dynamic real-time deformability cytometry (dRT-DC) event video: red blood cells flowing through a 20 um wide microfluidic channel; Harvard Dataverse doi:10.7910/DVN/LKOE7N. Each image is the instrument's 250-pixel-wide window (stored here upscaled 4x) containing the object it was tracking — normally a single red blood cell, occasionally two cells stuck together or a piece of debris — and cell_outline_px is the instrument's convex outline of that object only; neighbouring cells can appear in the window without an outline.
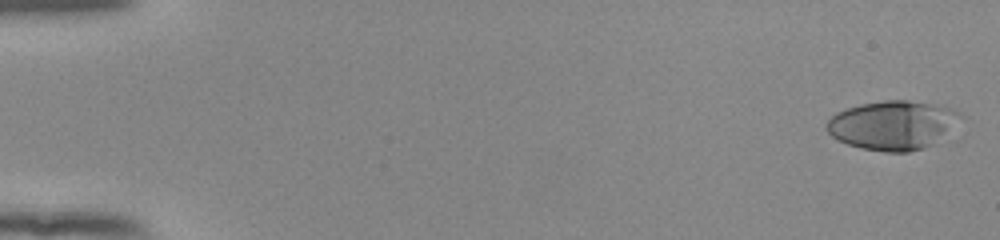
{"species": "human", "species_latin": "Homo sapiens", "temperature_condition": "room temperature", "stored_images_in_passage": 53, "camera_frame_rate_fps": 3000, "um_per_image_px": 0.085, "donor": {"sex": "female"}, "frame": {"image": 1, "passage_image": 1, "time_ms": 0.0, "image_size_px": [1000, 240], "cell_outline_px": [[964, 116], [932, 144], [924, 148], [908, 152], [884, 152], [860, 148], [848, 144], [832, 136], [828, 132], [824, 124], [836, 112], [860, 104], [884, 100], [908, 100], [936, 104], [952, 108], [960, 112]], "centroid_in_image_um": [75.86, 10.62], "position_along_channel_um": 9.1, "area_um2": 38.09}}
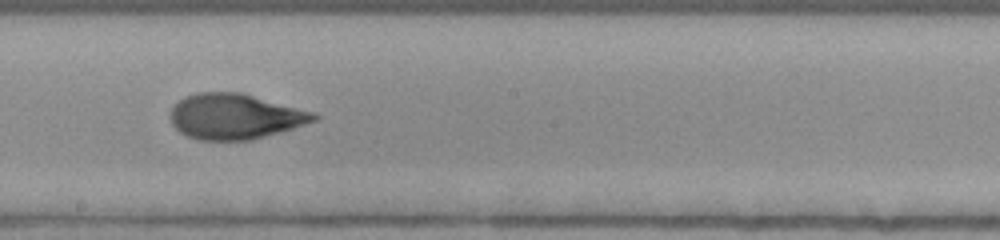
{"frame": {"image": 2, "passage_image": 31, "time_ms": 10.0, "image_size_px": [1000, 240], "cell_outline_px": [[320, 120], [280, 132], [252, 140], [196, 140], [180, 132], [172, 124], [168, 116], [172, 108], [184, 96], [196, 92], [240, 92], [316, 112], [320, 116]], "centroid_in_image_um": [20.0, 9.9], "position_along_channel_um": 228.2, "area_um2": 38.38}}
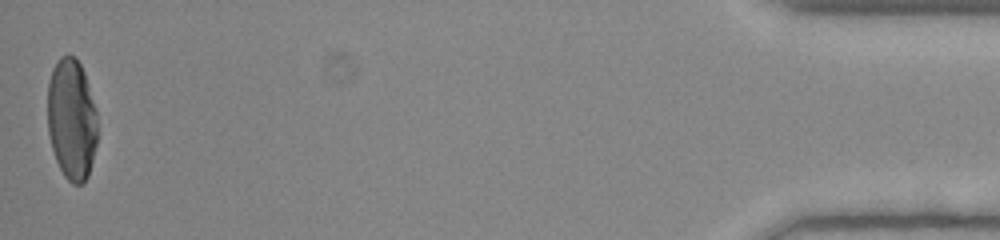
{"frame": {"image": 3, "passage_image": 53, "time_ms": 17.333, "image_size_px": [1000, 240], "cell_outline_px": [[96, 144], [88, 176], [84, 184], [72, 184], [64, 176], [56, 160], [52, 148], [48, 132], [48, 80], [52, 68], [60, 56], [68, 52], [76, 56], [84, 72], [96, 112]], "centroid_in_image_um": [6.07, 10.11], "position_along_channel_um": 429.1, "area_um2": 35.37}, "authors_computed_cell_mechanics": {"area_um2": 37.6856, "velocity_mm_per_s": 3.9082, "shape_relaxation_time_tau1_ms": 5.5128, "shape_relaxation_time_tau2_ms": 1.069, "deformation_change_tau1": 0.2281, "deformation_change_tau2": 0.0721}}